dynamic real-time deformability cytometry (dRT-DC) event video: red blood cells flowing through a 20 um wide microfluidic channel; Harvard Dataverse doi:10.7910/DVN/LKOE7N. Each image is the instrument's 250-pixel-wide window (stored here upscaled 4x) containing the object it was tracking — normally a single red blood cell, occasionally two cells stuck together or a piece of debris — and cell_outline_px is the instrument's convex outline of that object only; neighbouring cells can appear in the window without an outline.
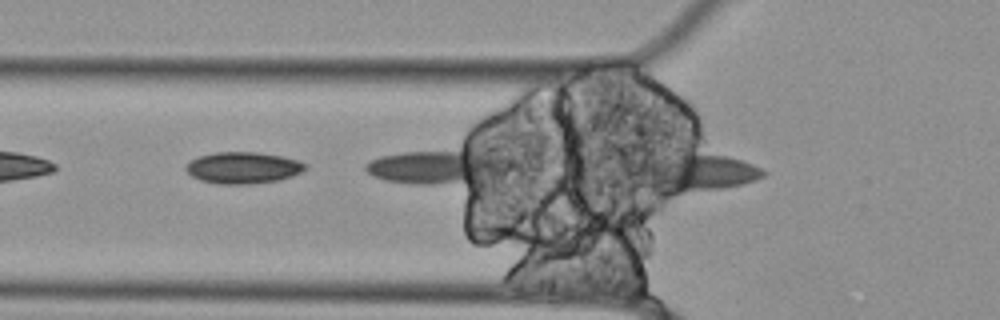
{"species": "Egyptian fruit bat (a non-hibernating species)", "species_latin": "Rousettus aegyptiacus", "temperature_condition": "cold", "stored_images_in_passage": 8, "camera_frame_rate_fps": 3000, "um_per_image_px": 0.085, "animal": {"sex": "female"}, "frame": {"image": 1, "passage_image": 5, "time_ms": 1.333, "image_size_px": [1000, 320], "cell_outline_px": [[768, 172], [764, 176], [740, 184], [720, 188], [680, 192], [652, 192], [628, 176], [620, 168], [628, 160], [644, 156], [728, 156], [752, 164]], "centroid_in_image_um": [58.64, 14.67], "position_along_channel_um": 67.2, "area_um2": 29.13}}